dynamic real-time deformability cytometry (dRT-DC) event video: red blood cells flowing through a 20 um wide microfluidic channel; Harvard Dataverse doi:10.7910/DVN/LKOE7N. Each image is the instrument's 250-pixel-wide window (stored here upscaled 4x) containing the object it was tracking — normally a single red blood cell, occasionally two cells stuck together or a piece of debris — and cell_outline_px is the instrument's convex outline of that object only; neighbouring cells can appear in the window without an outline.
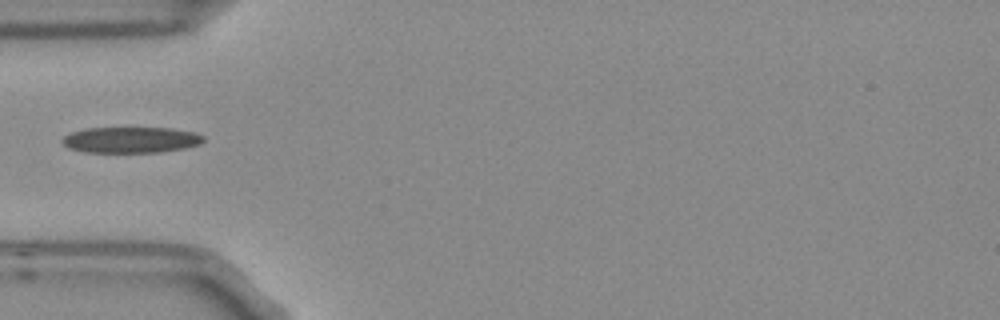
{"species": "Egyptian fruit bat (a non-hibernating species)", "species_latin": "Rousettus aegyptiacus", "temperature_condition": "room temperature", "stored_images_in_passage": 2, "camera_frame_rate_fps": 3000, "um_per_image_px": 0.085, "frame": {"image": 1, "passage_image": 1, "time_ms": 0.0, "image_size_px": [1000, 320], "cell_outline_px": [[204, 140], [200, 144], [184, 148], [156, 152], [84, 152], [68, 148], [60, 140], [68, 132], [84, 128], [128, 124], [172, 128], [196, 132], [204, 136]], "centroid_in_image_um": [11.08, 11.82], "position_along_channel_um": 73.9, "area_um2": 22.77}}
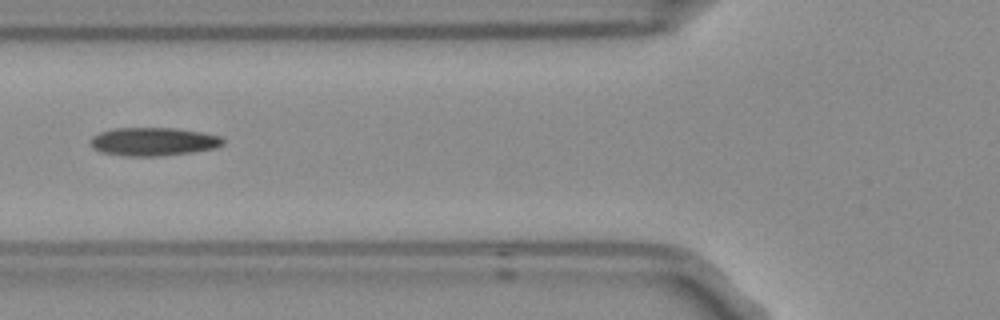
{"frame": {"image": 2, "passage_image": 2, "time_ms": 0.333, "image_size_px": [1000, 320], "cell_outline_px": [[224, 144], [212, 148], [192, 152], [156, 156], [124, 156], [104, 152], [92, 148], [92, 136], [100, 132], [112, 128], [176, 128], [200, 132], [220, 136], [224, 140]], "centroid_in_image_um": [13.02, 12.03], "position_along_channel_um": 112.8, "area_um2": 21.62}}